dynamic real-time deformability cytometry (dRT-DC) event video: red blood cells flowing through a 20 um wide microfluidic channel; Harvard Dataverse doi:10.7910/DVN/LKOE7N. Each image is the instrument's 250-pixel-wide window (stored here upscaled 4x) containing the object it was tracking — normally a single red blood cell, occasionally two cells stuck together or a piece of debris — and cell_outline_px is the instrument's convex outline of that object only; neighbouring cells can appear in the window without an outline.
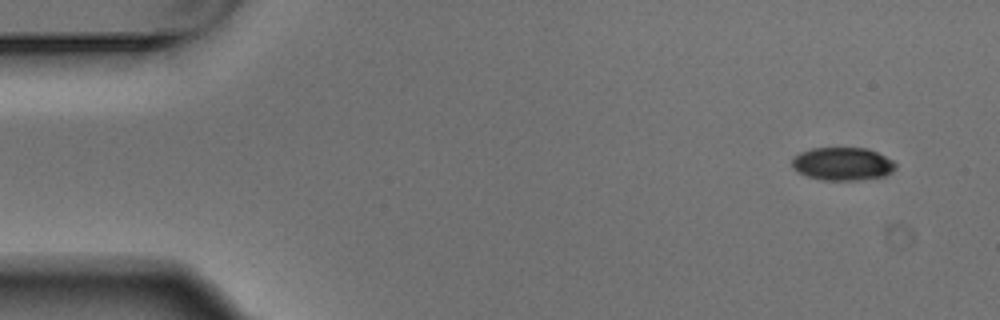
{"species": "Egyptian fruit bat (a non-hibernating species)", "species_latin": "Rousettus aegyptiacus", "temperature_condition": "warm", "stored_images_in_passage": 4, "camera_frame_rate_fps": 3000, "um_per_image_px": 0.085, "animal": {"sex": "male"}, "frame": {"image": 1, "passage_image": 1, "time_ms": 0.0, "image_size_px": [1000, 320], "cell_outline_px": [[896, 168], [892, 172], [884, 176], [856, 180], [824, 180], [808, 176], [792, 168], [792, 160], [800, 152], [812, 148], [868, 148], [892, 160], [896, 164]], "centroid_in_image_um": [71.63, 13.92], "position_along_channel_um": 13.4, "area_um2": 19.77}}
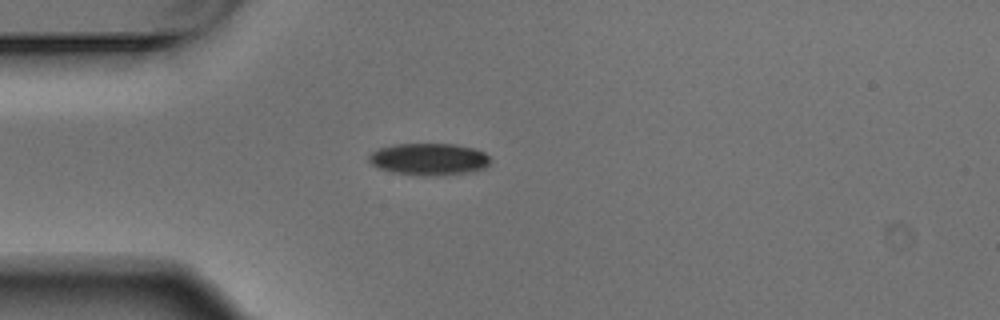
{"frame": {"image": 2, "passage_image": 4, "time_ms": 1.0, "image_size_px": [1000, 320], "cell_outline_px": [[492, 160], [484, 168], [468, 172], [432, 176], [420, 176], [392, 172], [380, 168], [372, 164], [368, 160], [368, 156], [372, 152], [380, 148], [392, 144], [456, 144], [476, 148], [484, 152]], "centroid_in_image_um": [36.47, 13.52], "position_along_channel_um": 48.5, "area_um2": 22.72}}